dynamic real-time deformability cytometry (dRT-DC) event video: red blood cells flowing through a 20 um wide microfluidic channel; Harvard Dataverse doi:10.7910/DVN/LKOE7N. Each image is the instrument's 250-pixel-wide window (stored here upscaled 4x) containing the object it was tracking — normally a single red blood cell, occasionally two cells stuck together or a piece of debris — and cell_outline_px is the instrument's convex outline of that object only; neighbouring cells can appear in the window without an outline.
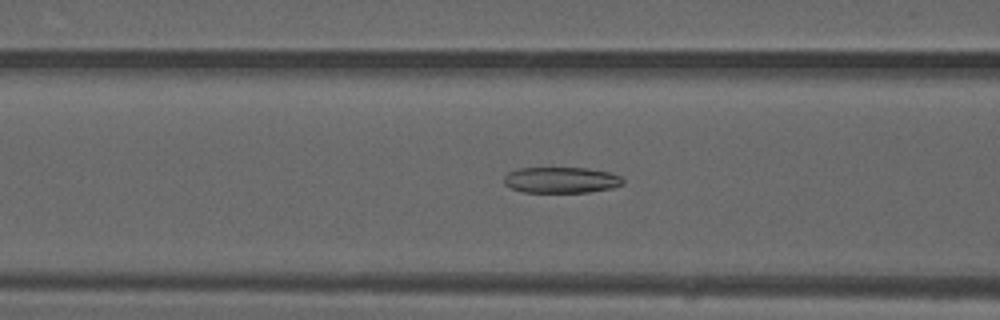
{"species": "common noctule bat (a hibernating species)", "species_latin": "Nyctalus noctula", "temperature_condition": "warm", "stored_images_in_passage": 50, "camera_frame_rate_fps": 3000, "um_per_image_px": 0.085, "animal": {"sex": "male", "forearm_length_mm": 52.5}, "frame": {"image": 1, "passage_image": 20, "time_ms": 6.333, "image_size_px": [1000, 320], "cell_outline_px": [[624, 184], [612, 188], [588, 192], [524, 192], [512, 188], [504, 184], [504, 176], [508, 172], [516, 168], [588, 168], [608, 172], [620, 176], [624, 180]], "centroid_in_image_um": [47.69, 15.3], "position_along_channel_um": 118.9, "area_um2": 18.03}}
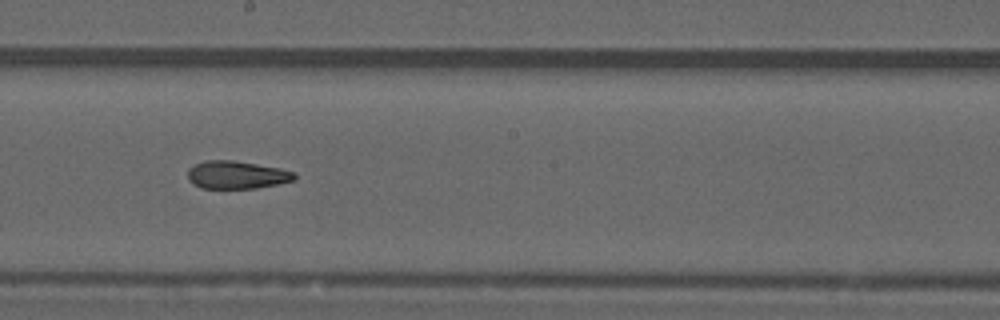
{"frame": {"image": 2, "passage_image": 28, "time_ms": 9.0, "image_size_px": [1000, 320], "cell_outline_px": [[296, 180], [256, 188], [200, 188], [192, 184], [188, 180], [188, 168], [204, 160], [232, 160], [280, 168], [296, 172]], "centroid_in_image_um": [20.11, 14.86], "position_along_channel_um": 228.1, "area_um2": 17.4}}
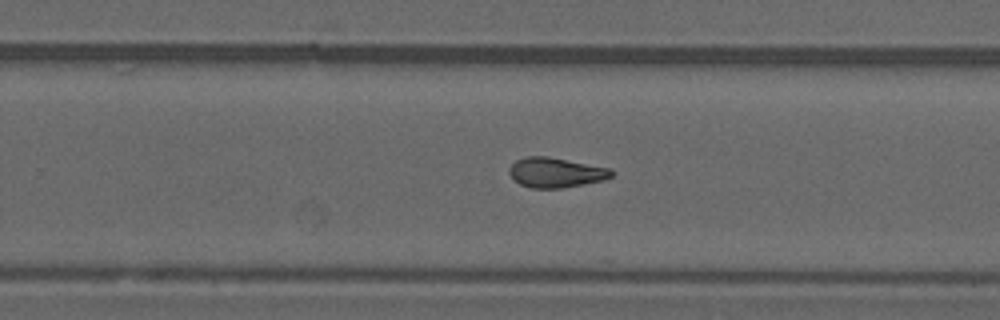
{"frame": {"image": 3, "passage_image": 32, "time_ms": 10.333, "image_size_px": [1000, 320], "cell_outline_px": [[612, 176], [604, 180], [564, 188], [532, 188], [520, 184], [508, 172], [508, 168], [516, 160], [524, 156], [548, 156], [608, 168], [612, 172]], "centroid_in_image_um": [47.21, 14.66], "position_along_channel_um": 282.6, "area_um2": 17.69}, "authors_computed_cell_mechanics": {"area_um2": 18.2359, "velocity_mm_per_s": 4.1008, "shape_relaxation_time_tau1_ms": null, "shape_relaxation_time_tau2_ms": 3.1009, "deformation_change_tau1": null, "deformation_change_tau2": 0.1132}}